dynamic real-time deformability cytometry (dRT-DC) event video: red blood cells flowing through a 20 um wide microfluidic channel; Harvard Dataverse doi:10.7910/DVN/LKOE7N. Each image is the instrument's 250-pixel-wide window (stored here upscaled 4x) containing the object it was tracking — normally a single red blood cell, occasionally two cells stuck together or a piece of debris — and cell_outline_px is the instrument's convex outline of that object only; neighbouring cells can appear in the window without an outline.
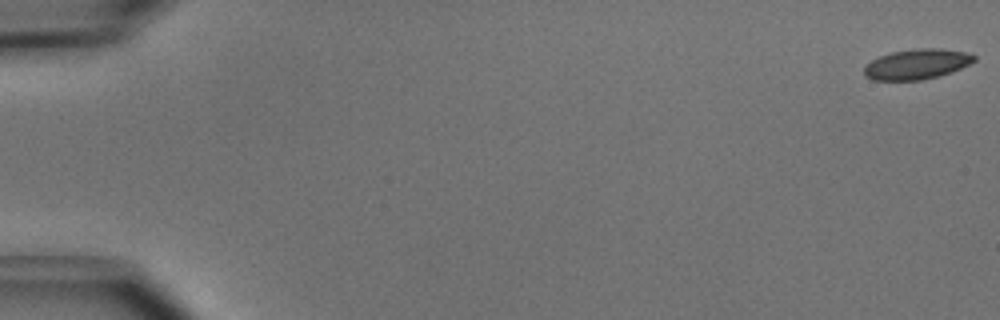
{"species": "common noctule bat (a hibernating species)", "species_latin": "Nyctalus noctula", "temperature_condition": "cold", "stored_images_in_passage": 49, "camera_frame_rate_fps": 3000, "um_per_image_px": 0.085, "animal": {"sex": "male", "body_mass_g": 15.6}, "frame": {"image": 1, "passage_image": 1, "time_ms": 0.0, "image_size_px": [1000, 320], "cell_outline_px": [[976, 60], [952, 72], [940, 76], [920, 80], [872, 80], [864, 76], [864, 68], [872, 60], [880, 56], [892, 52], [916, 48], [940, 48], [964, 52], [976, 56]], "centroid_in_image_um": [77.93, 5.46], "position_along_channel_um": 7.1, "area_um2": 19.31}}
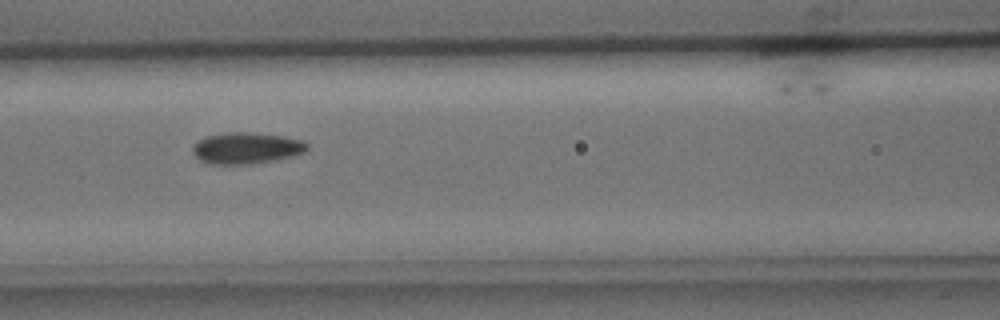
{"frame": {"image": 2, "passage_image": 23, "time_ms": 7.333, "image_size_px": [1000, 320], "cell_outline_px": [[308, 148], [304, 152], [292, 156], [276, 160], [252, 164], [208, 164], [200, 160], [192, 152], [192, 144], [196, 140], [208, 136], [224, 132], [248, 132], [284, 136], [304, 140], [308, 144]], "centroid_in_image_um": [20.92, 12.58], "position_along_channel_um": 145.7, "area_um2": 21.21}}
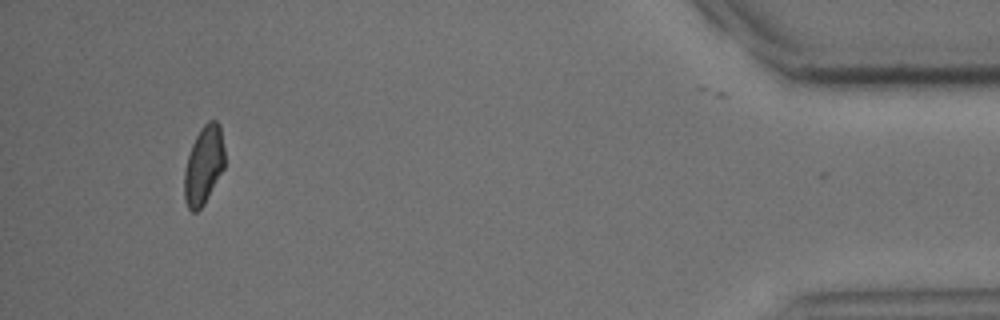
{"frame": {"image": 3, "passage_image": 48, "time_ms": 15.667, "image_size_px": [1000, 320], "cell_outline_px": [[224, 168], [204, 204], [196, 212], [192, 212], [188, 208], [184, 200], [184, 168], [192, 144], [200, 128], [208, 120], [216, 120], [220, 124], [224, 148]], "centroid_in_image_um": [17.31, 14.03], "position_along_channel_um": 417.9, "area_um2": 18.55}, "authors_computed_cell_mechanics": {"area_um2": 19.941, "velocity_mm_per_s": 4.0296, "shape_relaxation_time_tau1_ms": 4.8953, "shape_relaxation_time_tau2_ms": 2.6186, "deformation_change_tau1": 0.1059, "deformation_change_tau2": 0.0827}}